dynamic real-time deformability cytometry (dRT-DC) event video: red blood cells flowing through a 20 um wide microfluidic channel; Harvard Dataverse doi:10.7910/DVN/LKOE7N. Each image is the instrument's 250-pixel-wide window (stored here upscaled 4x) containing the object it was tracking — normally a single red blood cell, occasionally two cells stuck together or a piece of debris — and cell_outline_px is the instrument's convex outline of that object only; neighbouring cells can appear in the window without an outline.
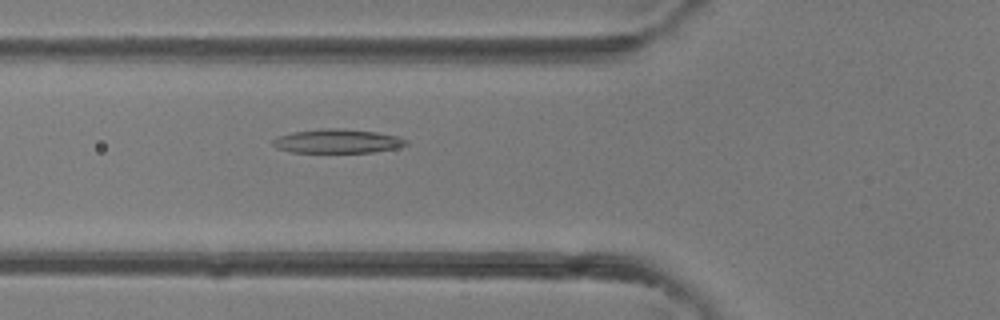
{"species": "common noctule bat (a hibernating species)", "species_latin": "Nyctalus noctula", "temperature_condition": "room temperature", "stored_images_in_passage": 41, "camera_frame_rate_fps": 3000, "um_per_image_px": 0.085, "animal": {"sex": "female"}, "frame": {"image": 1, "passage_image": 15, "time_ms": 4.667, "image_size_px": [1000, 320], "cell_outline_px": [[408, 144], [396, 148], [372, 152], [292, 152], [276, 148], [272, 144], [272, 140], [276, 136], [292, 132], [320, 128], [344, 128], [376, 132], [396, 136], [408, 140]], "centroid_in_image_um": [28.64, 11.99], "position_along_channel_um": 97.2, "area_um2": 18.73}}
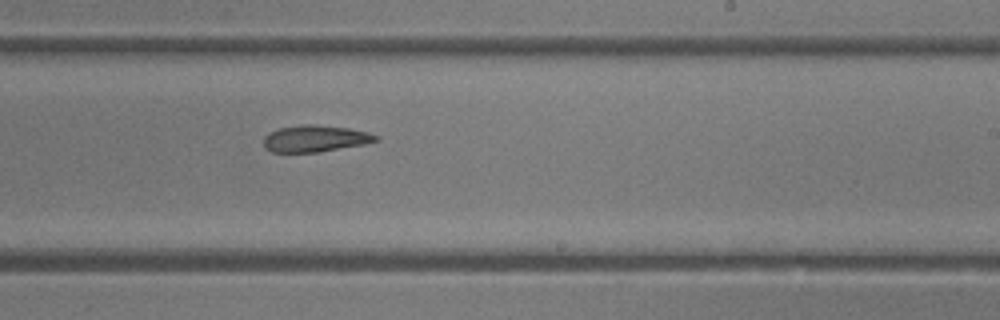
{"frame": {"image": 2, "passage_image": 25, "time_ms": 8.0, "image_size_px": [1000, 320], "cell_outline_px": [[380, 140], [364, 144], [316, 152], [272, 152], [264, 148], [264, 136], [268, 132], [280, 128], [300, 124], [312, 124], [348, 128], [368, 132], [380, 136]], "centroid_in_image_um": [26.78, 11.77], "position_along_channel_um": 262.2, "area_um2": 17.46}}
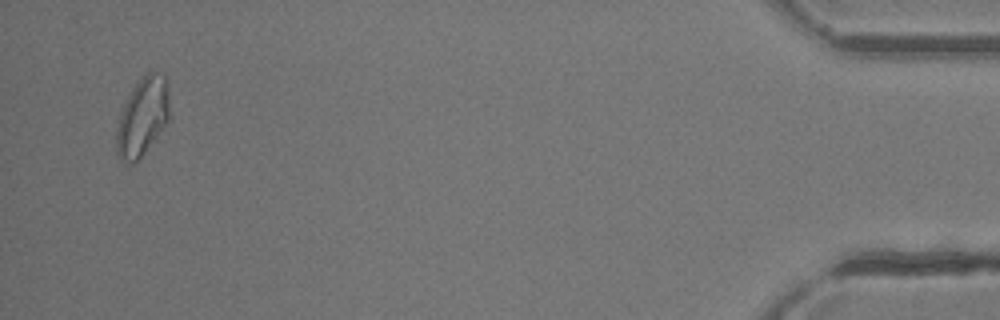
{"frame": {"image": 3, "passage_image": 40, "time_ms": 13.0, "image_size_px": [1000, 320], "cell_outline_px": [[168, 120], [156, 136], [140, 156], [132, 164], [128, 164], [116, 152], [116, 128], [120, 112], [132, 88], [148, 72], [156, 72], [164, 76], [168, 88]], "centroid_in_image_um": [12.08, 9.91], "position_along_channel_um": 423.1, "area_um2": 23.47}}